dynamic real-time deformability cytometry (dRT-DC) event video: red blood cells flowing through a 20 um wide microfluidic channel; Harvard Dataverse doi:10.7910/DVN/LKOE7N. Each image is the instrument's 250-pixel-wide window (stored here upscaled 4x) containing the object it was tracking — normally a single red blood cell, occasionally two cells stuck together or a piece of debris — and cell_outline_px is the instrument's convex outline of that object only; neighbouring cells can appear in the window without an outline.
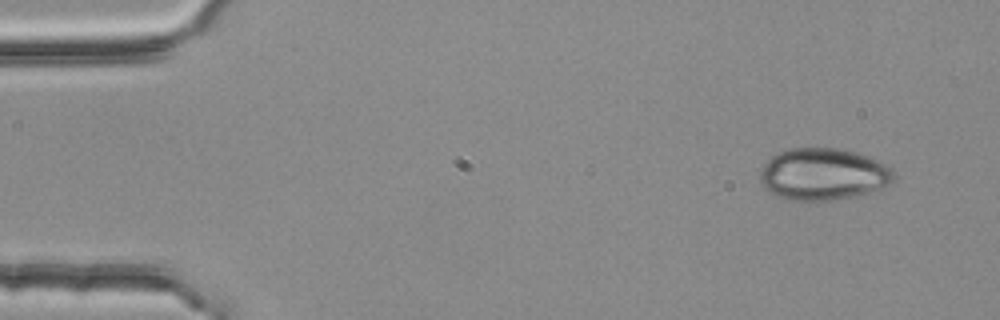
{"species": "common noctule bat (a hibernating species)", "species_latin": "Nyctalus noctula", "temperature_condition": "room temperature", "stored_images_in_passage": 3, "camera_frame_rate_fps": 3000, "um_per_image_px": 0.085, "animal": {"sex": "female", "body_mass_g": 25.1}, "frame": {"image": 1, "passage_image": 1, "time_ms": 0.0, "image_size_px": [1000, 320], "cell_outline_px": [[896, 180], [892, 184], [868, 192], [852, 196], [828, 200], [792, 200], [780, 196], [764, 188], [760, 184], [760, 168], [776, 152], [788, 148], [840, 148], [856, 152], [868, 156], [892, 168], [896, 172]], "centroid_in_image_um": [69.99, 14.78], "position_along_channel_um": 15.0, "area_um2": 40.58}}